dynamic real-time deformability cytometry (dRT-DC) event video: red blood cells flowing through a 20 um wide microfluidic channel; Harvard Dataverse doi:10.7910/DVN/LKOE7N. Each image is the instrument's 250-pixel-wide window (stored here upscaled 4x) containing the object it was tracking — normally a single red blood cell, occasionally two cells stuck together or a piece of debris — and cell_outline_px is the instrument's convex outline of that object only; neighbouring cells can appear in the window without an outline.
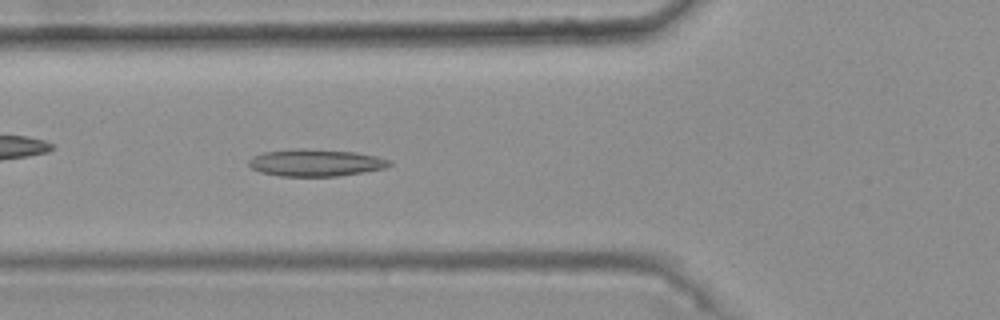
{"species": "common noctule bat (a hibernating species)", "species_latin": "Nyctalus noctula", "temperature_condition": "warm", "stored_images_in_passage": 46, "camera_frame_rate_fps": 3000, "um_per_image_px": 0.085, "animal": {"sex": "female", "body_mass_g": 25.1}, "frame": {"image": 1, "passage_image": 20, "time_ms": 6.333, "image_size_px": [1000, 320], "cell_outline_px": [[392, 164], [384, 168], [336, 176], [280, 176], [260, 172], [252, 168], [248, 164], [248, 160], [252, 156], [264, 152], [292, 148], [304, 148], [356, 152], [376, 156], [392, 160]], "centroid_in_image_um": [26.8, 13.81], "position_along_channel_um": 99.0, "area_um2": 22.25}}
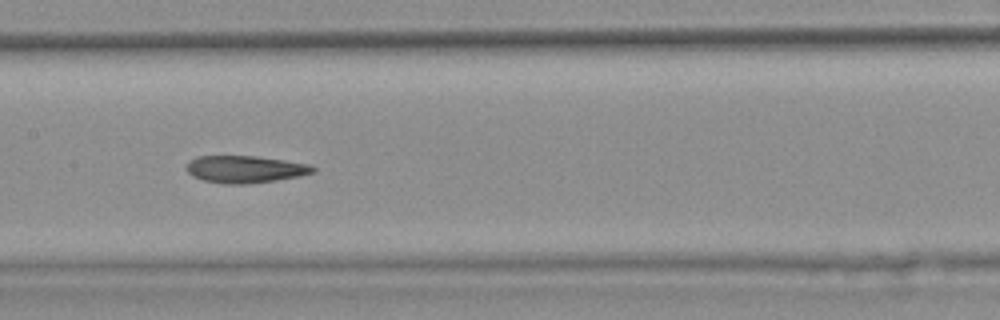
{"frame": {"image": 2, "passage_image": 27, "time_ms": 8.667, "image_size_px": [1000, 320], "cell_outline_px": [[316, 172], [300, 176], [276, 180], [244, 184], [224, 184], [204, 180], [192, 176], [184, 168], [188, 160], [196, 156], [256, 156], [312, 164], [316, 168]], "centroid_in_image_um": [20.83, 14.38], "position_along_channel_um": 186.6, "area_um2": 20.29}, "authors_computed_cell_mechanics": {"area_um2": 20.9814, "velocity_mm_per_s": 3.75, "shape_relaxation_time_tau1_ms": null, "shape_relaxation_time_tau2_ms": 5.3544, "deformation_change_tau1": null, "deformation_change_tau2": 0.1451}}